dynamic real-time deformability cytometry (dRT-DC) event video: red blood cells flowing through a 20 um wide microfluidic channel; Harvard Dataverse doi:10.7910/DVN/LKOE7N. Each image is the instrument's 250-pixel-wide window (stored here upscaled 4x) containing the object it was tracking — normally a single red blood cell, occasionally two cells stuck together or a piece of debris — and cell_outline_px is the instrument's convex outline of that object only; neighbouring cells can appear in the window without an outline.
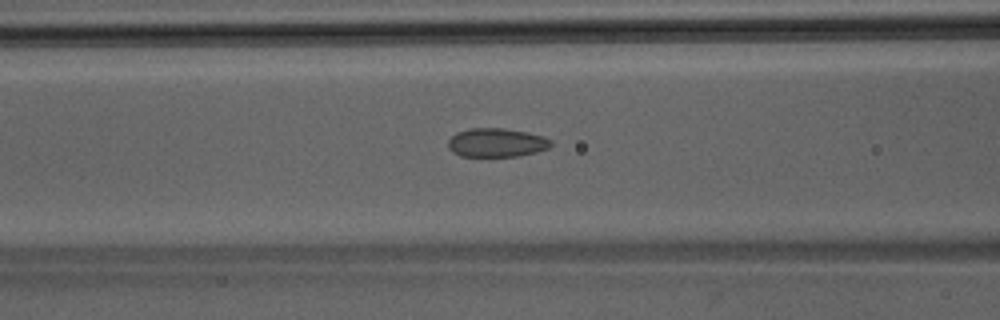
{"species": "Egyptian fruit bat (a non-hibernating species)", "species_latin": "Rousettus aegyptiacus", "temperature_condition": "room temperature", "stored_images_in_passage": 45, "camera_frame_rate_fps": 3000, "um_per_image_px": 0.085, "animal": {"sex": "male"}, "frame": {"image": 1, "passage_image": 18, "time_ms": 5.667, "image_size_px": [1000, 320], "cell_outline_px": [[552, 144], [548, 148], [536, 152], [520, 156], [460, 156], [452, 152], [448, 148], [448, 140], [456, 132], [468, 128], [504, 128], [528, 132], [544, 136], [552, 140]], "centroid_in_image_um": [42.2, 12.12], "position_along_channel_um": 124.4, "area_um2": 17.46}}
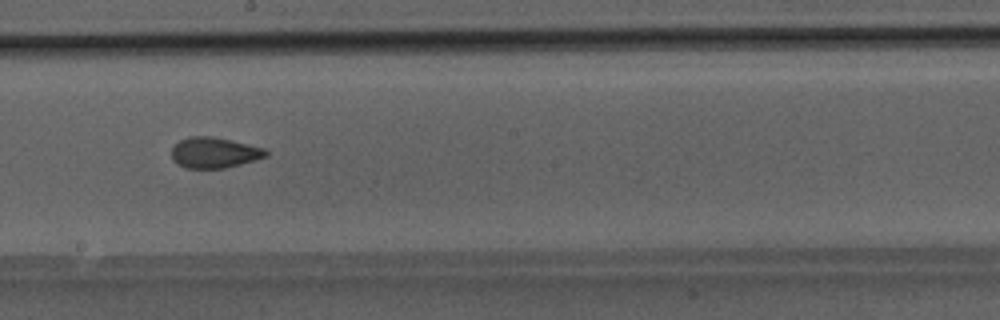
{"frame": {"image": 2, "passage_image": 25, "time_ms": 8.0, "image_size_px": [1000, 320], "cell_outline_px": [[268, 156], [256, 160], [224, 168], [184, 168], [176, 164], [172, 160], [172, 148], [180, 140], [188, 136], [212, 136], [264, 148], [268, 152]], "centroid_in_image_um": [18.19, 12.98], "position_along_channel_um": 230.0, "area_um2": 16.88}}
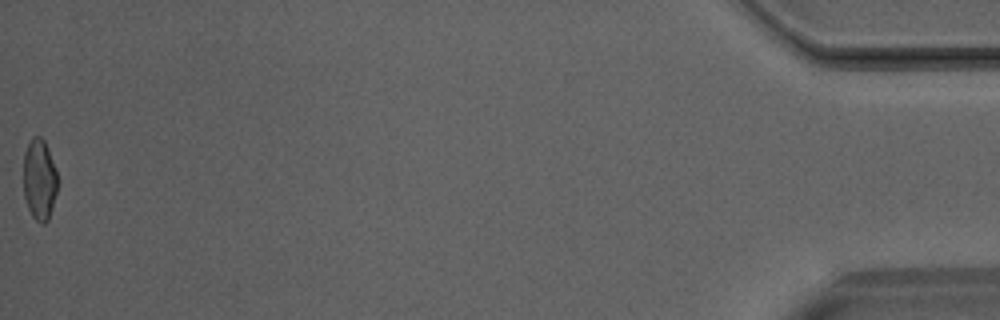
{"frame": {"image": 3, "passage_image": 45, "time_ms": 14.667, "image_size_px": [1000, 320], "cell_outline_px": [[60, 180], [52, 208], [48, 220], [44, 224], [40, 224], [32, 216], [28, 208], [24, 196], [24, 152], [32, 136], [40, 136], [44, 140], [48, 148]], "centroid_in_image_um": [3.37, 15.26], "position_along_channel_um": 431.8, "area_um2": 16.42}}